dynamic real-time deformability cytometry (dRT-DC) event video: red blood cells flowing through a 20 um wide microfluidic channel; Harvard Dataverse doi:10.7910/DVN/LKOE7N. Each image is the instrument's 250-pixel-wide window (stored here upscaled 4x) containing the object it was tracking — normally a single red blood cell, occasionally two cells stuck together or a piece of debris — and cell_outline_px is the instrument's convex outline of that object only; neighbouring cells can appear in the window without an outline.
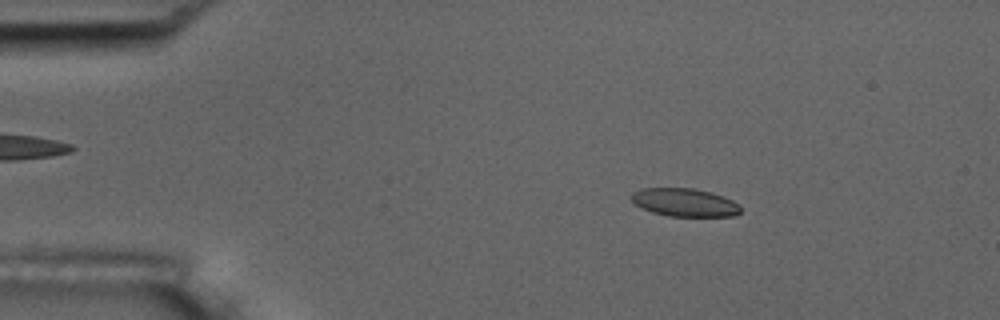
{"species": "common noctule bat (a hibernating species)", "species_latin": "Nyctalus noctula", "temperature_condition": "room temperature", "stored_images_in_passage": 5, "camera_frame_rate_fps": 3000, "um_per_image_px": 0.085, "animal": {"sex": "male", "body_mass_g": 17.5, "forearm_length_mm": 52.3}, "frame": {"image": 1, "passage_image": 3, "time_ms": 2.333, "image_size_px": [1000, 320], "cell_outline_px": [[740, 212], [736, 216], [668, 216], [652, 212], [636, 204], [632, 200], [632, 192], [644, 188], [692, 188], [708, 192], [732, 200], [740, 204]], "centroid_in_image_um": [58.21, 17.21], "position_along_channel_um": 26.8, "area_um2": 17.63}}